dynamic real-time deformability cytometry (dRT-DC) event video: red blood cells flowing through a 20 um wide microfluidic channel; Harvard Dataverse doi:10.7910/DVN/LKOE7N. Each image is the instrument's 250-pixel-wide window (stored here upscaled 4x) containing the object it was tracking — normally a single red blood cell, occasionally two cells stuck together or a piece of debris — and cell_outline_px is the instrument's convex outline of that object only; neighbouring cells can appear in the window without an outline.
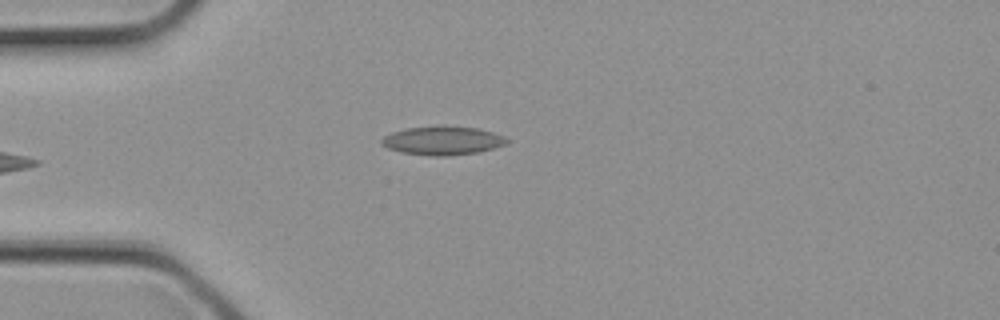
{"species": "common noctule bat (a hibernating species)", "species_latin": "Nyctalus noctula", "temperature_condition": "cold", "stored_images_in_passage": 3, "camera_frame_rate_fps": 3000, "um_per_image_px": 0.085, "animal": {"sex": "female", "body_mass_g": 21.9}, "frame": {"image": 1, "passage_image": 3, "time_ms": 0.667, "image_size_px": [1000, 320], "cell_outline_px": [[512, 140], [504, 144], [492, 148], [476, 152], [448, 156], [428, 156], [400, 152], [388, 148], [380, 144], [380, 140], [384, 136], [392, 132], [408, 128], [476, 128], [492, 132], [504, 136]], "centroid_in_image_um": [37.59, 11.99], "position_along_channel_um": 47.4, "area_um2": 20.23}}